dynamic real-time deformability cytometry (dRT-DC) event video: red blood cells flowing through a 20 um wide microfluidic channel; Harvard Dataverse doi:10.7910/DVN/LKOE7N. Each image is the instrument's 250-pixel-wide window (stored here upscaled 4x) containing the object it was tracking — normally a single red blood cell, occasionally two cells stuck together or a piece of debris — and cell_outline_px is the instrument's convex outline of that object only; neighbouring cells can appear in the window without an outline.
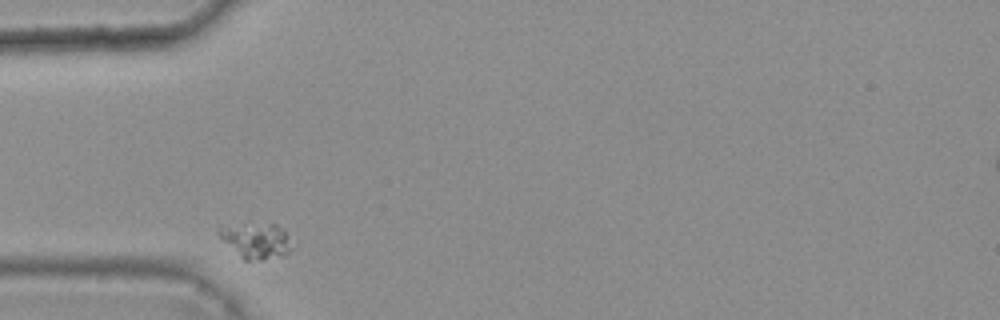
{"species": "common noctule bat (a hibernating species)", "species_latin": "Nyctalus noctula", "temperature_condition": "warm", "stored_images_in_passage": 3, "camera_frame_rate_fps": 3000, "um_per_image_px": 0.085, "animal": {"sex": "female", "body_mass_g": 25.1}, "frame": {"image": 1, "passage_image": 1, "time_ms": 0.0, "image_size_px": [1000, 320], "cell_outline_px": [[292, 248], [284, 256], [264, 260], [244, 260], [216, 232], [220, 228], [244, 224], [276, 224], [284, 232]], "centroid_in_image_um": [21.8, 20.48], "position_along_channel_um": 63.2, "area_um2": 14.51}}
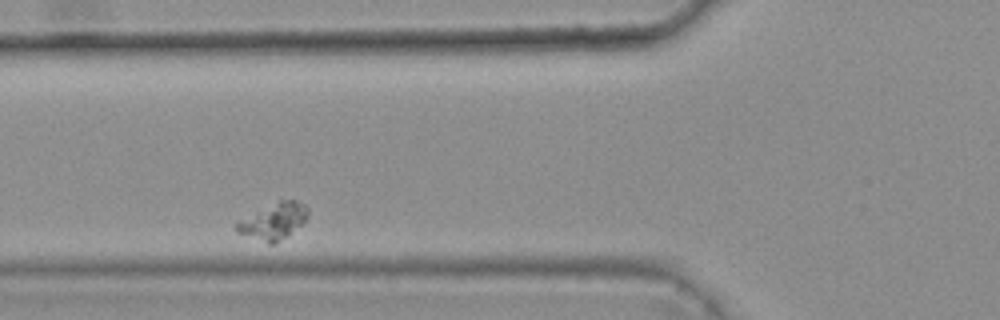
{"frame": {"image": 2, "passage_image": 2, "time_ms": 0.333, "image_size_px": [1000, 320], "cell_outline_px": [[308, 216], [304, 224], [272, 244], [268, 244], [236, 232], [236, 220], [280, 200], [296, 200], [304, 204], [308, 208]], "centroid_in_image_um": [23.24, 18.8], "position_along_channel_um": 102.6, "area_um2": 15.03}}
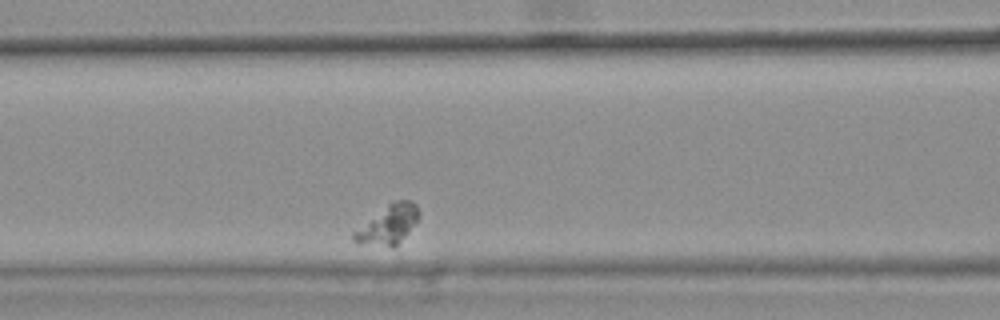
{"frame": {"image": 3, "passage_image": 3, "time_ms": 0.667, "image_size_px": [1000, 320], "cell_outline_px": [[420, 212], [416, 220], [404, 236], [392, 248], [360, 244], [352, 240], [352, 232], [388, 204], [396, 200], [408, 200], [416, 204]], "centroid_in_image_um": [32.95, 19.11], "position_along_channel_um": 133.7, "area_um2": 14.45}}